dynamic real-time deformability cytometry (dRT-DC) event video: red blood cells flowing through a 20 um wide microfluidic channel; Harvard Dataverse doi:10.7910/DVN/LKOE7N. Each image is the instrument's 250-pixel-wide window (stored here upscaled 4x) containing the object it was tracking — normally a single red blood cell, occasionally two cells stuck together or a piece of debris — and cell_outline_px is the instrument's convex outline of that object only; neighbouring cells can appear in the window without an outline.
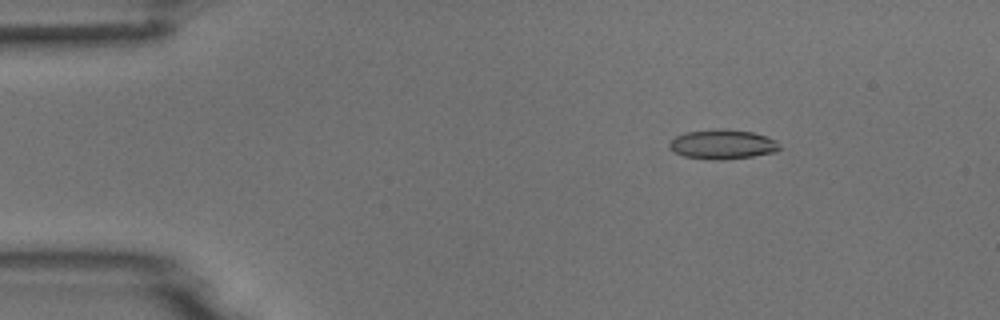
{"species": "common noctule bat (a hibernating species)", "species_latin": "Nyctalus noctula", "temperature_condition": "room temperature", "stored_images_in_passage": 53, "camera_frame_rate_fps": 3000, "um_per_image_px": 0.085, "animal": {"sex": "male", "body_mass_g": 18.8}, "frame": {"image": 1, "passage_image": 8, "time_ms": 2.333, "image_size_px": [1000, 320], "cell_outline_px": [[780, 148], [776, 152], [752, 156], [724, 160], [708, 160], [684, 156], [668, 148], [668, 144], [676, 136], [688, 132], [716, 128], [724, 128], [752, 132], [776, 140]], "centroid_in_image_um": [61.4, 12.27], "position_along_channel_um": 23.6, "area_um2": 19.02}}
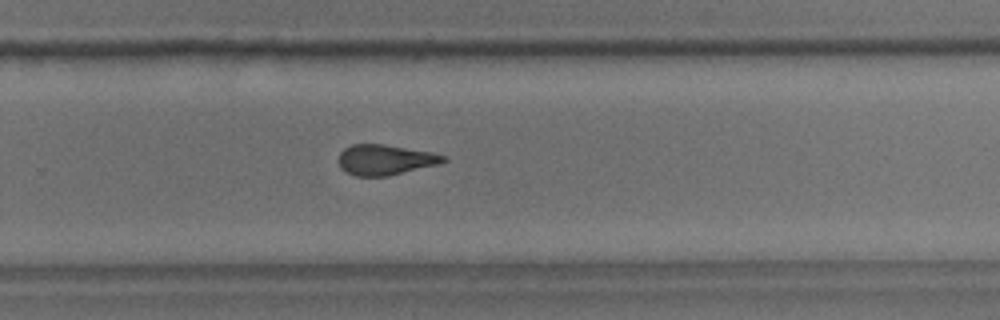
{"frame": {"image": 2, "passage_image": 35, "time_ms": 11.333, "image_size_px": [1000, 320], "cell_outline_px": [[448, 160], [436, 164], [388, 176], [356, 176], [344, 172], [340, 168], [340, 152], [344, 148], [352, 144], [384, 144], [432, 152], [444, 156]], "centroid_in_image_um": [32.7, 13.58], "position_along_channel_um": 297.1, "area_um2": 18.38}}
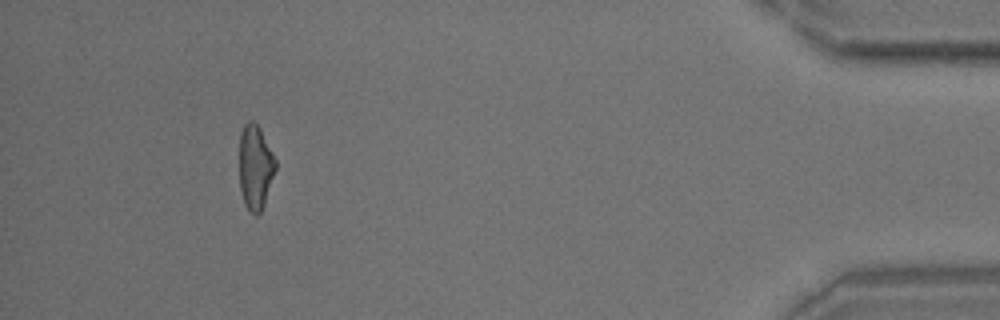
{"frame": {"image": 3, "passage_image": 49, "time_ms": 16.0, "image_size_px": [1000, 320], "cell_outline_px": [[276, 168], [264, 204], [260, 212], [256, 216], [244, 204], [240, 188], [240, 132], [244, 124], [248, 120], [252, 120], [260, 128], [276, 160]], "centroid_in_image_um": [21.7, 14.18], "position_along_channel_um": 413.5, "area_um2": 17.69}}